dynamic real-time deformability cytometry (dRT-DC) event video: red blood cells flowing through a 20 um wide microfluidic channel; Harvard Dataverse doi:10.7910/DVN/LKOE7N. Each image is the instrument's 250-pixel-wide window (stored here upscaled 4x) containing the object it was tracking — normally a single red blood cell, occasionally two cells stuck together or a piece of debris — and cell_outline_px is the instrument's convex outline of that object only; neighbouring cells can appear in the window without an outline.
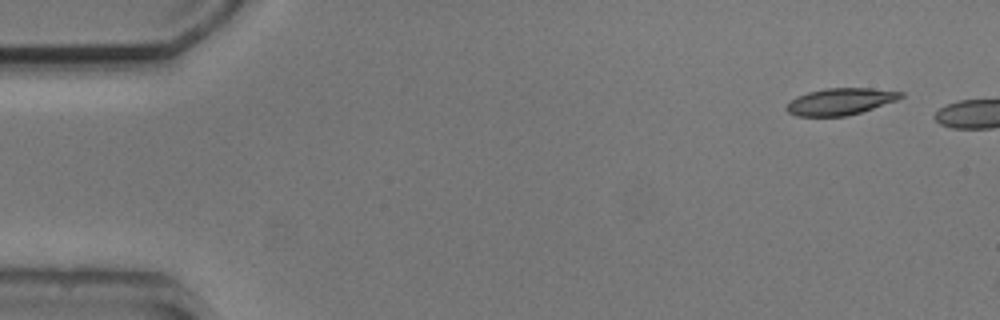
{"species": "common noctule bat (a hibernating species)", "species_latin": "Nyctalus noctula", "temperature_condition": "cold", "stored_images_in_passage": 6, "camera_frame_rate_fps": 3000, "um_per_image_px": 0.085, "animal": {"sex": "male", "body_mass_g": 20.5, "forearm_length_mm": 52.5}, "frame": {"image": 1, "passage_image": 1, "time_ms": 0.0, "image_size_px": [1000, 320], "cell_outline_px": [[904, 96], [896, 100], [860, 112], [844, 116], [796, 116], [788, 112], [784, 108], [796, 96], [808, 92], [824, 88], [872, 88], [904, 92]], "centroid_in_image_um": [71.41, 8.62], "position_along_channel_um": 13.6, "area_um2": 17.69}}